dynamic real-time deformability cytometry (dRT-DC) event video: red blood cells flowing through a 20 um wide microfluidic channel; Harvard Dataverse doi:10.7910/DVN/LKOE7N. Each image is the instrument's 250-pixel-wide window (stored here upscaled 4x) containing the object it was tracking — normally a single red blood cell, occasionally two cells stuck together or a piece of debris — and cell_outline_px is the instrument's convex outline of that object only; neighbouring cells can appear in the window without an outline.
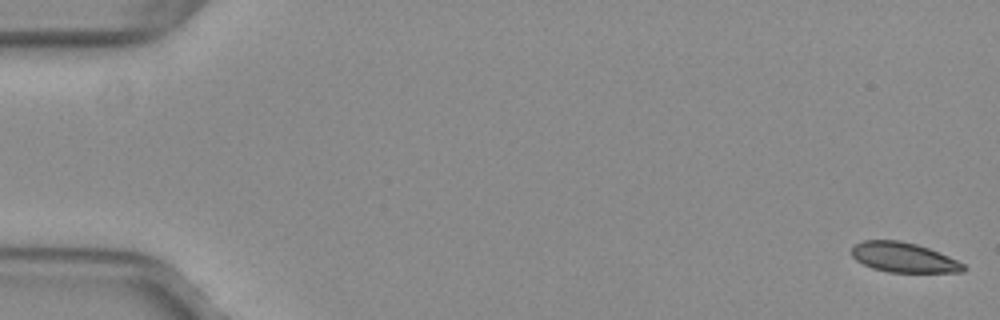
{"species": "common noctule bat (a hibernating species)", "species_latin": "Nyctalus noctula", "temperature_condition": "warm", "stored_images_in_passage": 20, "camera_frame_rate_fps": 3000, "um_per_image_px": 0.085, "animal": {"sex": "female", "body_mass_g": 29.2, "forearm_length_mm": 56.3}, "frame": {"image": 1, "passage_image": 1, "time_ms": 0.0, "image_size_px": [1000, 320], "cell_outline_px": [[968, 268], [964, 272], [888, 272], [872, 268], [856, 260], [852, 256], [852, 248], [856, 244], [864, 240], [900, 240], [916, 244], [928, 248], [948, 256], [964, 264]], "centroid_in_image_um": [76.82, 21.88], "position_along_channel_um": 8.2, "area_um2": 19.36}}
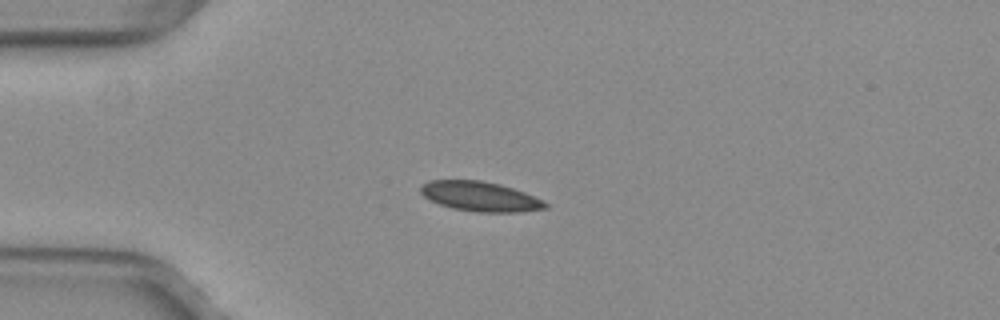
{"frame": {"image": 2, "passage_image": 14, "time_ms": 4.333, "image_size_px": [1000, 320], "cell_outline_px": [[548, 208], [520, 212], [476, 212], [452, 208], [428, 200], [420, 192], [420, 188], [428, 180], [480, 180], [500, 184], [524, 192], [544, 200], [548, 204]], "centroid_in_image_um": [40.82, 16.7], "position_along_channel_um": 44.2, "area_um2": 21.68}}
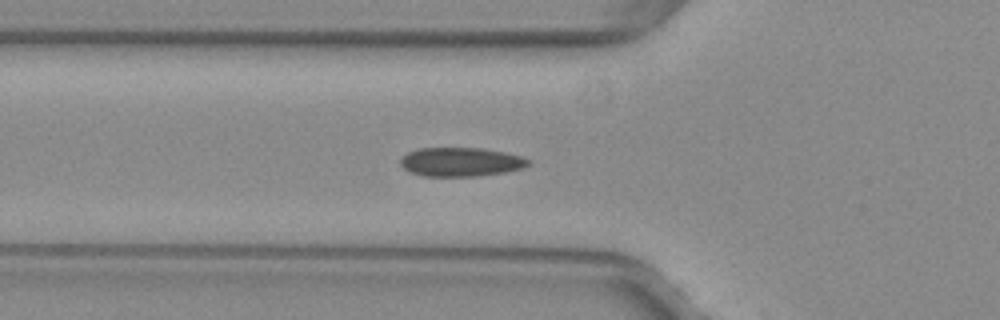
{"frame": {"image": 3, "passage_image": 19, "time_ms": 6.0, "image_size_px": [1000, 320], "cell_outline_px": [[532, 164], [524, 168], [504, 172], [480, 176], [424, 176], [408, 172], [400, 164], [400, 156], [408, 152], [420, 148], [480, 148], [504, 152], [520, 156], [532, 160]], "centroid_in_image_um": [39.17, 13.77], "position_along_channel_um": 86.6, "area_um2": 21.79}}